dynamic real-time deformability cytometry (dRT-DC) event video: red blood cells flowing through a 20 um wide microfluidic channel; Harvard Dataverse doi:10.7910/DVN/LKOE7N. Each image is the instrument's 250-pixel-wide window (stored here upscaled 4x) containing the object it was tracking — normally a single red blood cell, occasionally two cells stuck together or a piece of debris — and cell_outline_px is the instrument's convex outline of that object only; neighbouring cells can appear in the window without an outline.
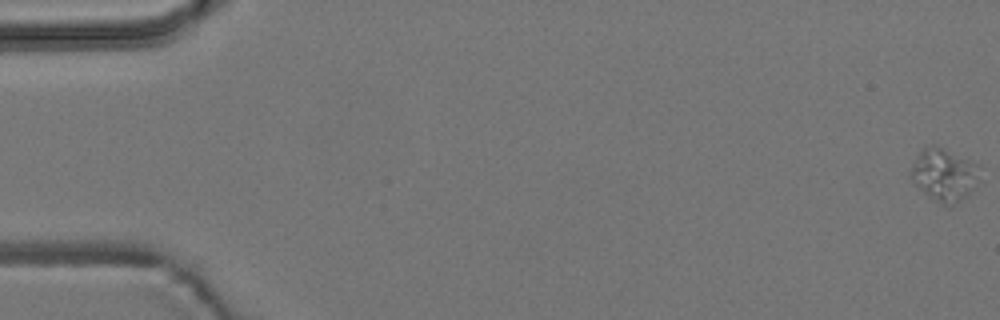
{"species": "common noctule bat (a hibernating species)", "species_latin": "Nyctalus noctula", "temperature_condition": "room temperature", "stored_images_in_passage": 6, "camera_frame_rate_fps": 3000, "um_per_image_px": 0.085, "animal": {"sex": "male", "body_mass_g": 19.2, "forearm_length_mm": 51.8}, "frame": {"image": 1, "passage_image": 1, "time_ms": 0.0, "image_size_px": [1000, 320], "cell_outline_px": [[980, 180], [964, 196], [956, 200], [944, 204], [936, 200], [924, 192], [908, 176], [908, 172], [912, 164], [920, 152], [924, 148], [932, 144], [936, 144], [980, 164]], "centroid_in_image_um": [80.25, 14.76], "position_along_channel_um": 4.8, "area_um2": 20.75}}
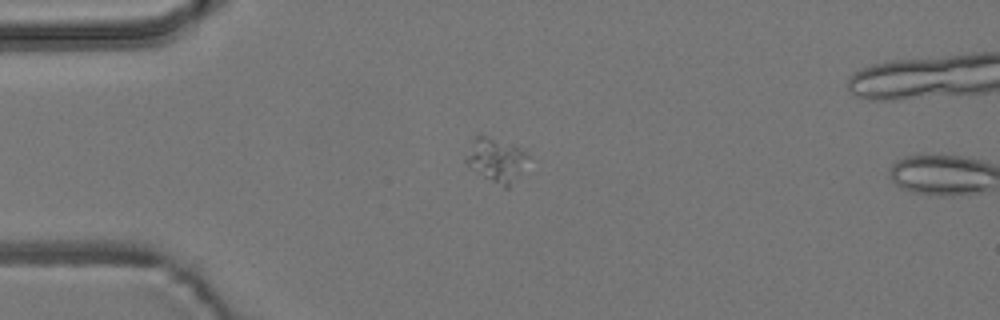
{"frame": {"image": 2, "passage_image": 5, "time_ms": 4.667, "image_size_px": [1000, 320], "cell_outline_px": [[532, 156], [508, 188], [504, 188], [468, 168], [464, 160], [476, 136], [484, 136], [520, 148]], "centroid_in_image_um": [42.18, 13.63], "position_along_channel_um": 42.8, "area_um2": 15.49}}